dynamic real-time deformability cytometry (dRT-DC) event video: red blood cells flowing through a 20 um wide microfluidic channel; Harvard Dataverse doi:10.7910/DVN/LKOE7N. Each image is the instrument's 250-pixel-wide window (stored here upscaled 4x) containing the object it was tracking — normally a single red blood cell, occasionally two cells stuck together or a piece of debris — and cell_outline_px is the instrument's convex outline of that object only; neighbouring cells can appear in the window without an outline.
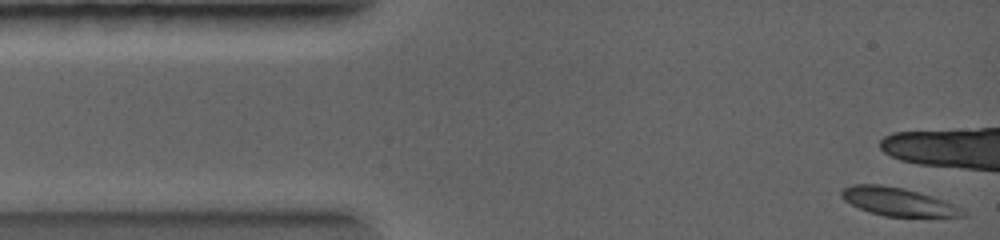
{"species": "common noctule bat (a hibernating species)", "species_latin": "Nyctalus noctula", "temperature_condition": "warm", "stored_images_in_passage": 3, "camera_frame_rate_fps": 5000, "um_per_image_px": 0.085, "animal": {"sex": "female", "body_mass_g": 19.0, "forearm_length_mm": 56.7}, "frame": {"image": 1, "passage_image": 1, "time_ms": 0.0, "image_size_px": [1000, 240], "cell_outline_px": [[956, 216], [888, 216], [872, 212], [860, 208], [852, 204], [840, 192], [844, 188], [852, 184], [880, 184], [904, 188], [932, 196], [944, 200], [948, 204]], "centroid_in_image_um": [76.11, 17.09], "position_along_channel_um": 8.9, "area_um2": 18.44}}